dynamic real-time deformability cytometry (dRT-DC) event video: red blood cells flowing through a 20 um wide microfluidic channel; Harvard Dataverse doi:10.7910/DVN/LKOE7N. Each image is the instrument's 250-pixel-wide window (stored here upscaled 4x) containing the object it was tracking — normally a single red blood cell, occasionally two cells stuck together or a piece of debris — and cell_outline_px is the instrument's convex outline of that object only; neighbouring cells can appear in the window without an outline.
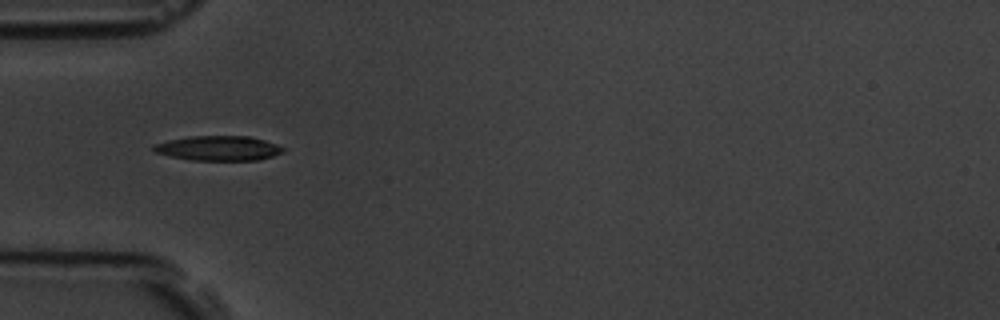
{"species": "common noctule bat (a hibernating species)", "species_latin": "Nyctalus noctula", "temperature_condition": "room temperature", "stored_images_in_passage": 6, "camera_frame_rate_fps": 3000, "um_per_image_px": 0.085, "animal": {"sex": "male", "body_mass_g": 19.5, "forearm_length_mm": 54.6}, "frame": {"image": 1, "passage_image": 4, "time_ms": 4.667, "image_size_px": [1000, 320], "cell_outline_px": [[284, 152], [260, 160], [192, 160], [172, 156], [156, 152], [152, 148], [156, 144], [168, 140], [188, 136], [248, 136], [264, 140], [276, 144], [284, 148]], "centroid_in_image_um": [18.6, 12.59], "position_along_channel_um": 66.4, "area_um2": 18.5}}
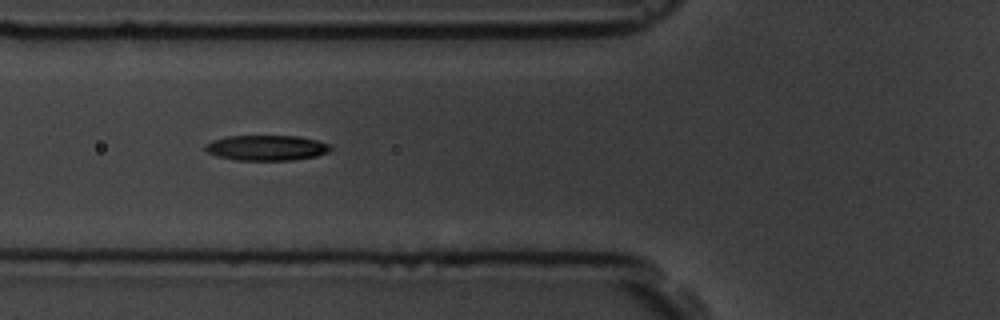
{"frame": {"image": 2, "passage_image": 5, "time_ms": 5.667, "image_size_px": [1000, 320], "cell_outline_px": [[332, 148], [328, 152], [316, 156], [292, 160], [236, 160], [216, 156], [208, 152], [204, 148], [204, 144], [212, 140], [228, 136], [300, 136], [332, 144]], "centroid_in_image_um": [22.66, 12.56], "position_along_channel_um": 103.1, "area_um2": 18.61}}
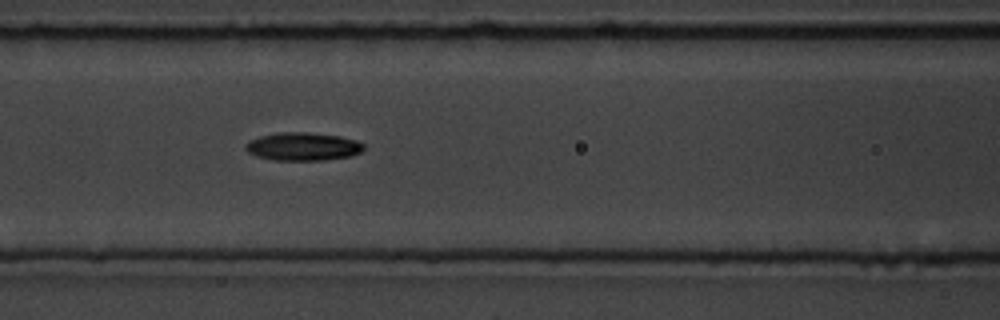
{"frame": {"image": 3, "passage_image": 6, "time_ms": 6.667, "image_size_px": [1000, 320], "cell_outline_px": [[364, 148], [360, 152], [352, 156], [324, 160], [272, 160], [256, 156], [248, 152], [244, 148], [244, 144], [248, 140], [260, 136], [276, 132], [308, 132], [340, 136], [356, 140], [364, 144]], "centroid_in_image_um": [25.71, 12.45], "position_along_channel_um": 140.9, "area_um2": 19.59}}